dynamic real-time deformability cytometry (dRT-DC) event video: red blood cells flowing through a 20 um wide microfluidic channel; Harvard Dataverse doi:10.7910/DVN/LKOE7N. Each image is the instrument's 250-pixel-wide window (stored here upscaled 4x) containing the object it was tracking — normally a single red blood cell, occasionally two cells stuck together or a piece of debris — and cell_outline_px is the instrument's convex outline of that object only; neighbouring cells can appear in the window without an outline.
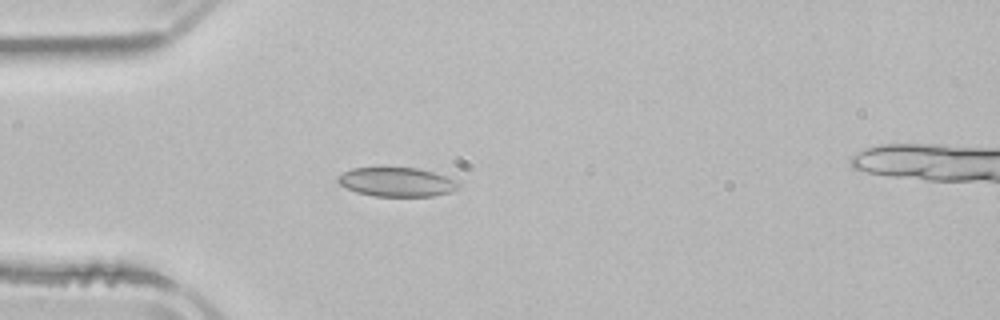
{"species": "common noctule bat (a hibernating species)", "species_latin": "Nyctalus noctula", "temperature_condition": "room temperature", "stored_images_in_passage": 3, "camera_frame_rate_fps": 3000, "um_per_image_px": 0.085, "animal": {"sex": "male", "body_mass_g": 21.5, "forearm_length_mm": 52.0}, "frame": {"image": 1, "passage_image": 3, "time_ms": 2.667, "image_size_px": [1000, 320], "cell_outline_px": [[460, 188], [452, 192], [432, 196], [376, 196], [356, 192], [340, 184], [336, 180], [336, 176], [352, 168], [416, 168], [432, 172], [444, 176], [460, 184]], "centroid_in_image_um": [33.71, 15.48], "position_along_channel_um": 51.3, "area_um2": 20.23}}